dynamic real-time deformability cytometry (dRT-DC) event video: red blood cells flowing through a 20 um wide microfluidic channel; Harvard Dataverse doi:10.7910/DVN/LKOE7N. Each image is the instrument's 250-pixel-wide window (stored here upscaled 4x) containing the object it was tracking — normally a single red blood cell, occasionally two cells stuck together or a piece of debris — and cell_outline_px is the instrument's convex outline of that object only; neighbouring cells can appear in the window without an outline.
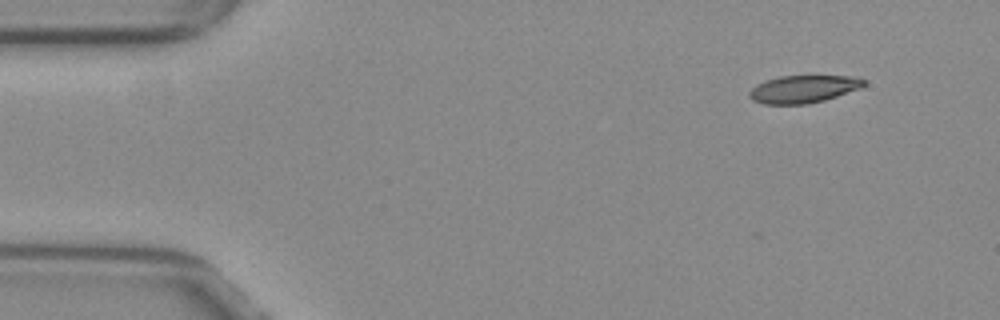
{"species": "common noctule bat (a hibernating species)", "species_latin": "Nyctalus noctula", "temperature_condition": "warm", "stored_images_in_passage": 50, "segment_of_instrument_passage": [1, 2], "camera_frame_rate_fps": 3000, "um_per_image_px": 0.085, "animal": {"sex": "female", "body_mass_g": 29.2, "forearm_length_mm": 56.3}, "frame": {"image": 1, "passage_image": 1, "time_ms": 0.0, "image_size_px": [1000, 320], "cell_outline_px": [[864, 84], [860, 88], [824, 100], [808, 104], [764, 104], [752, 100], [748, 96], [748, 92], [756, 84], [764, 80], [780, 76], [860, 76], [864, 80]], "centroid_in_image_um": [68.24, 7.56], "position_along_channel_um": 16.8, "area_um2": 18.44}}
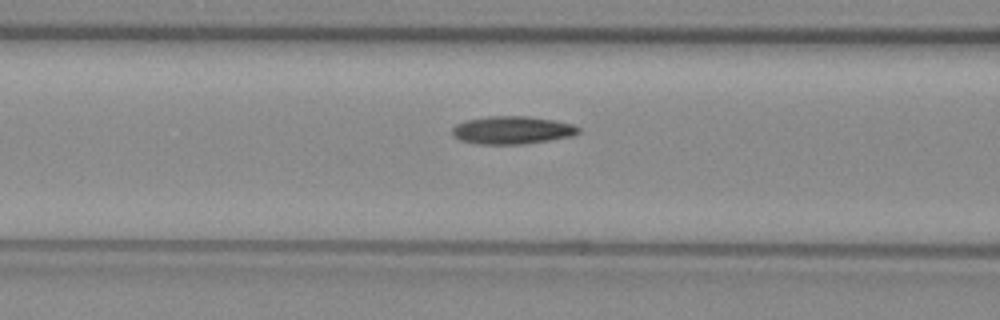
{"frame": {"image": 2, "passage_image": 17, "time_ms": 5.333, "image_size_px": [1000, 320], "cell_outline_px": [[580, 132], [572, 136], [548, 140], [520, 144], [476, 144], [460, 140], [452, 136], [452, 128], [456, 124], [464, 120], [488, 116], [528, 116], [552, 120], [572, 124], [580, 128]], "centroid_in_image_um": [43.48, 11.06], "position_along_channel_um": 123.1, "area_um2": 20.52}}
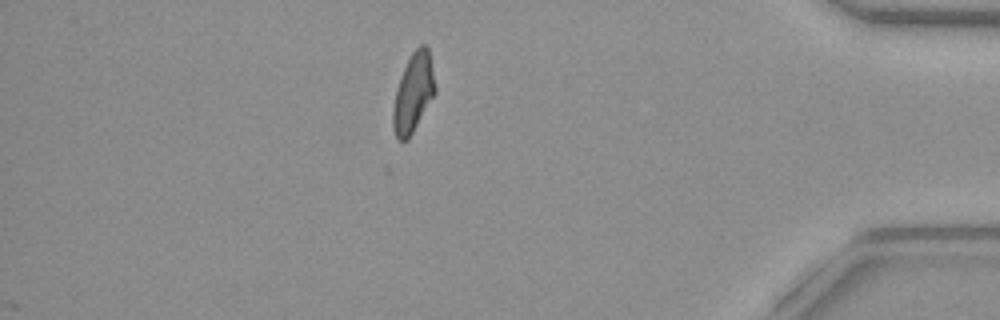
{"frame": {"image": 3, "passage_image": 42, "time_ms": 13.667, "image_size_px": [1000, 320], "cell_outline_px": [[436, 92], [408, 140], [396, 140], [392, 128], [392, 112], [396, 88], [404, 68], [412, 52], [420, 44], [428, 44], [436, 88]], "centroid_in_image_um": [35.12, 7.9], "position_along_channel_um": 400.1, "area_um2": 19.48}}